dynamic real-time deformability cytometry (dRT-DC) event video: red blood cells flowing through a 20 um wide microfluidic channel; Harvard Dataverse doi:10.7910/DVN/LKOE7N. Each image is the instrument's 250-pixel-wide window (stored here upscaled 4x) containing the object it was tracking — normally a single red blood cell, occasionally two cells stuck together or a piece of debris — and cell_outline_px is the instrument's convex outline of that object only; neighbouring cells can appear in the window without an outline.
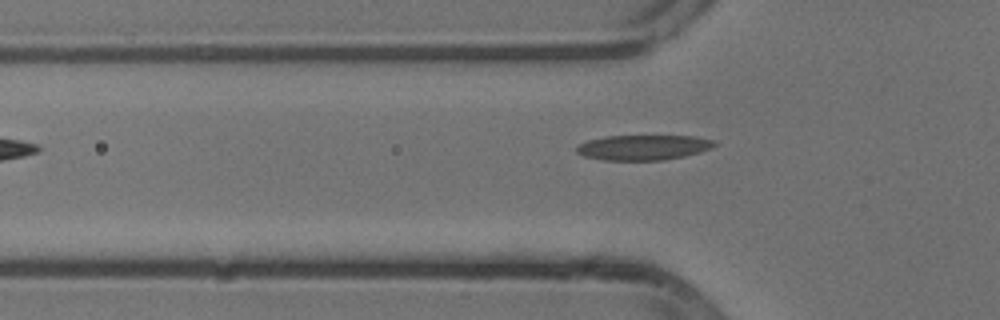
{"species": "common noctule bat (a hibernating species)", "species_latin": "Nyctalus noctula", "temperature_condition": "cold", "stored_images_in_passage": 31, "camera_frame_rate_fps": 3000, "um_per_image_px": 0.085, "animal": {"sex": "male", "body_mass_g": 13.3}, "frame": {"image": 1, "passage_image": 3, "time_ms": 0.667, "image_size_px": [1000, 320], "cell_outline_px": [[716, 144], [712, 148], [700, 152], [684, 156], [664, 160], [604, 160], [584, 156], [576, 152], [576, 148], [580, 144], [588, 140], [608, 136], [692, 136], [716, 140]], "centroid_in_image_um": [54.71, 12.53], "position_along_channel_um": 71.1, "area_um2": 20.11}}
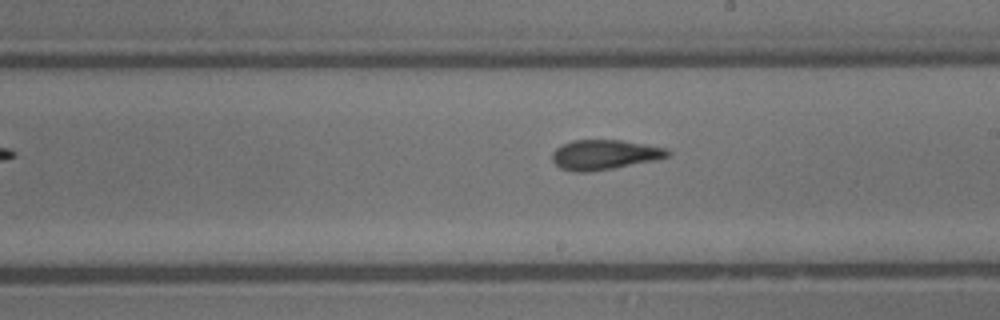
{"frame": {"image": 2, "passage_image": 16, "time_ms": 5.0, "image_size_px": [1000, 320], "cell_outline_px": [[672, 152], [668, 156], [652, 160], [612, 168], [588, 172], [572, 172], [560, 168], [552, 160], [552, 152], [560, 144], [572, 140], [620, 140], [668, 148]], "centroid_in_image_um": [51.33, 13.14], "position_along_channel_um": 237.7, "area_um2": 20.0}}
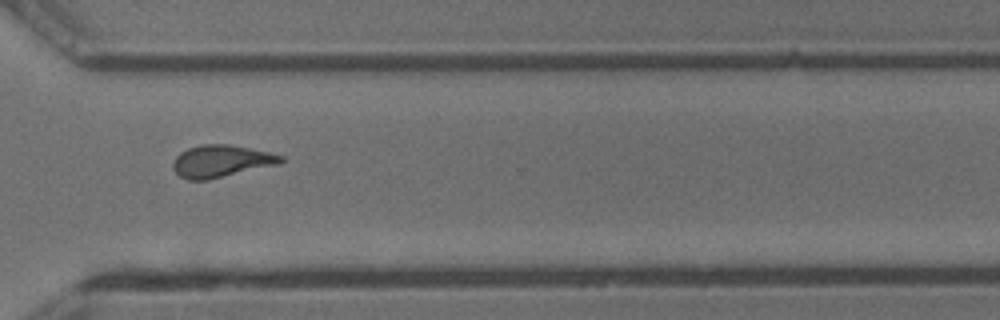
{"frame": {"image": 3, "passage_image": 25, "time_ms": 8.0, "image_size_px": [1000, 320], "cell_outline_px": [[284, 160], [280, 164], [208, 180], [188, 180], [180, 176], [172, 168], [172, 164], [176, 156], [180, 152], [188, 148], [200, 144], [228, 144], [268, 152], [284, 156]], "centroid_in_image_um": [18.79, 13.7], "position_along_channel_um": 351.8, "area_um2": 20.29}, "authors_computed_cell_mechanics": {"area_um2": 20.1144, "velocity_mm_per_s": 3.8187, "shape_relaxation_time_tau1_ms": 7.9668, "shape_relaxation_time_tau2_ms": 2.2034, "deformation_change_tau1": 0.1667, "deformation_change_tau2": 0.0915}}